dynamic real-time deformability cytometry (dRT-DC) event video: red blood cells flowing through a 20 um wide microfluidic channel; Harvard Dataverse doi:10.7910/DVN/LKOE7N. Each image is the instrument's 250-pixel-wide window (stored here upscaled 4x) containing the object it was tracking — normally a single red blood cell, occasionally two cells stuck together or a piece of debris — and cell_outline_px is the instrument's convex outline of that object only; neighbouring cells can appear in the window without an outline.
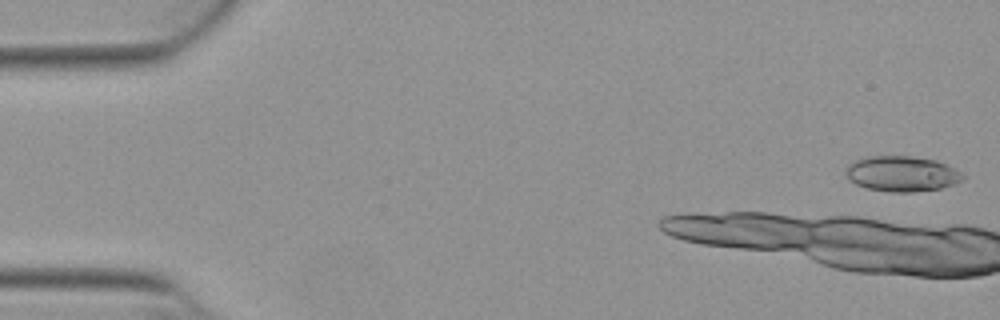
{"species": "Egyptian fruit bat (a non-hibernating species)", "species_latin": "Rousettus aegyptiacus", "temperature_condition": "warm", "stored_images_in_passage": 9, "camera_frame_rate_fps": 3000, "um_per_image_px": 0.085, "animal": {"sex": "female"}, "frame": {"image": 1, "passage_image": 1, "time_ms": 0.0, "image_size_px": [1000, 320], "cell_outline_px": [[964, 180], [940, 188], [912, 192], [888, 192], [868, 188], [856, 184], [848, 180], [848, 164], [856, 160], [868, 156], [912, 156], [936, 160], [960, 172], [964, 176]], "centroid_in_image_um": [76.65, 14.77], "position_along_channel_um": 8.3, "area_um2": 23.87}}